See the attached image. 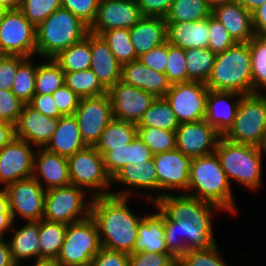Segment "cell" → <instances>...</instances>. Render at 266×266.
Masks as SVG:
<instances>
[{
    "label": "cell",
    "instance_id": "9f6ffc18",
    "mask_svg": "<svg viewBox=\"0 0 266 266\" xmlns=\"http://www.w3.org/2000/svg\"><path fill=\"white\" fill-rule=\"evenodd\" d=\"M129 254L101 247L90 266H128Z\"/></svg>",
    "mask_w": 266,
    "mask_h": 266
},
{
    "label": "cell",
    "instance_id": "6125c7cd",
    "mask_svg": "<svg viewBox=\"0 0 266 266\" xmlns=\"http://www.w3.org/2000/svg\"><path fill=\"white\" fill-rule=\"evenodd\" d=\"M14 138H15L14 125L3 120L0 121V149H2Z\"/></svg>",
    "mask_w": 266,
    "mask_h": 266
},
{
    "label": "cell",
    "instance_id": "5bb4252c",
    "mask_svg": "<svg viewBox=\"0 0 266 266\" xmlns=\"http://www.w3.org/2000/svg\"><path fill=\"white\" fill-rule=\"evenodd\" d=\"M5 189L14 222L43 219L46 190L34 177L18 180Z\"/></svg>",
    "mask_w": 266,
    "mask_h": 266
},
{
    "label": "cell",
    "instance_id": "8992f818",
    "mask_svg": "<svg viewBox=\"0 0 266 266\" xmlns=\"http://www.w3.org/2000/svg\"><path fill=\"white\" fill-rule=\"evenodd\" d=\"M88 33L87 24L61 7L36 27V56L54 58Z\"/></svg>",
    "mask_w": 266,
    "mask_h": 266
},
{
    "label": "cell",
    "instance_id": "4dcf8cb0",
    "mask_svg": "<svg viewBox=\"0 0 266 266\" xmlns=\"http://www.w3.org/2000/svg\"><path fill=\"white\" fill-rule=\"evenodd\" d=\"M86 147L76 118L74 115H66L58 118L57 128L44 148L68 158Z\"/></svg>",
    "mask_w": 266,
    "mask_h": 266
},
{
    "label": "cell",
    "instance_id": "94428289",
    "mask_svg": "<svg viewBox=\"0 0 266 266\" xmlns=\"http://www.w3.org/2000/svg\"><path fill=\"white\" fill-rule=\"evenodd\" d=\"M255 35L266 36V2L252 12Z\"/></svg>",
    "mask_w": 266,
    "mask_h": 266
},
{
    "label": "cell",
    "instance_id": "c3c4849f",
    "mask_svg": "<svg viewBox=\"0 0 266 266\" xmlns=\"http://www.w3.org/2000/svg\"><path fill=\"white\" fill-rule=\"evenodd\" d=\"M209 42L207 48L219 54L234 46L237 42L227 29L212 15L209 16Z\"/></svg>",
    "mask_w": 266,
    "mask_h": 266
},
{
    "label": "cell",
    "instance_id": "9a60e30c",
    "mask_svg": "<svg viewBox=\"0 0 266 266\" xmlns=\"http://www.w3.org/2000/svg\"><path fill=\"white\" fill-rule=\"evenodd\" d=\"M208 92L209 88L205 83L189 81L171 85L164 98L179 124L197 122L205 119Z\"/></svg>",
    "mask_w": 266,
    "mask_h": 266
},
{
    "label": "cell",
    "instance_id": "003e7915",
    "mask_svg": "<svg viewBox=\"0 0 266 266\" xmlns=\"http://www.w3.org/2000/svg\"><path fill=\"white\" fill-rule=\"evenodd\" d=\"M0 5L8 10L19 9L20 0H0Z\"/></svg>",
    "mask_w": 266,
    "mask_h": 266
},
{
    "label": "cell",
    "instance_id": "ba28073f",
    "mask_svg": "<svg viewBox=\"0 0 266 266\" xmlns=\"http://www.w3.org/2000/svg\"><path fill=\"white\" fill-rule=\"evenodd\" d=\"M68 164L72 185L84 189L93 198L112 194V179L105 170L103 156L94 146L69 156Z\"/></svg>",
    "mask_w": 266,
    "mask_h": 266
},
{
    "label": "cell",
    "instance_id": "7dc6e473",
    "mask_svg": "<svg viewBox=\"0 0 266 266\" xmlns=\"http://www.w3.org/2000/svg\"><path fill=\"white\" fill-rule=\"evenodd\" d=\"M165 75L171 85L187 82L185 50L169 43Z\"/></svg>",
    "mask_w": 266,
    "mask_h": 266
},
{
    "label": "cell",
    "instance_id": "7c38bea8",
    "mask_svg": "<svg viewBox=\"0 0 266 266\" xmlns=\"http://www.w3.org/2000/svg\"><path fill=\"white\" fill-rule=\"evenodd\" d=\"M112 195L141 198L157 203L158 177L153 157L145 164L124 166L112 178Z\"/></svg>",
    "mask_w": 266,
    "mask_h": 266
},
{
    "label": "cell",
    "instance_id": "ee69618b",
    "mask_svg": "<svg viewBox=\"0 0 266 266\" xmlns=\"http://www.w3.org/2000/svg\"><path fill=\"white\" fill-rule=\"evenodd\" d=\"M101 36L107 42L109 49L116 59L123 65L134 60L138 56L130 40L129 29L117 28L104 31Z\"/></svg>",
    "mask_w": 266,
    "mask_h": 266
},
{
    "label": "cell",
    "instance_id": "4fadbf2b",
    "mask_svg": "<svg viewBox=\"0 0 266 266\" xmlns=\"http://www.w3.org/2000/svg\"><path fill=\"white\" fill-rule=\"evenodd\" d=\"M0 54L36 56V27L19 10H9L0 22Z\"/></svg>",
    "mask_w": 266,
    "mask_h": 266
},
{
    "label": "cell",
    "instance_id": "7bdbcfd3",
    "mask_svg": "<svg viewBox=\"0 0 266 266\" xmlns=\"http://www.w3.org/2000/svg\"><path fill=\"white\" fill-rule=\"evenodd\" d=\"M137 137L151 150L153 155L176 149L175 131L137 126Z\"/></svg>",
    "mask_w": 266,
    "mask_h": 266
},
{
    "label": "cell",
    "instance_id": "816d5d0a",
    "mask_svg": "<svg viewBox=\"0 0 266 266\" xmlns=\"http://www.w3.org/2000/svg\"><path fill=\"white\" fill-rule=\"evenodd\" d=\"M128 266H177V260L169 253L139 252L129 255Z\"/></svg>",
    "mask_w": 266,
    "mask_h": 266
},
{
    "label": "cell",
    "instance_id": "603a6c76",
    "mask_svg": "<svg viewBox=\"0 0 266 266\" xmlns=\"http://www.w3.org/2000/svg\"><path fill=\"white\" fill-rule=\"evenodd\" d=\"M6 239L15 263L28 264L40 259L39 221L14 222Z\"/></svg>",
    "mask_w": 266,
    "mask_h": 266
},
{
    "label": "cell",
    "instance_id": "d4e9b609",
    "mask_svg": "<svg viewBox=\"0 0 266 266\" xmlns=\"http://www.w3.org/2000/svg\"><path fill=\"white\" fill-rule=\"evenodd\" d=\"M151 208L153 211L144 213L139 224L134 253H168L164 236V210L157 203Z\"/></svg>",
    "mask_w": 266,
    "mask_h": 266
},
{
    "label": "cell",
    "instance_id": "89a4df30",
    "mask_svg": "<svg viewBox=\"0 0 266 266\" xmlns=\"http://www.w3.org/2000/svg\"><path fill=\"white\" fill-rule=\"evenodd\" d=\"M8 11H9L8 9L0 5V22L4 19Z\"/></svg>",
    "mask_w": 266,
    "mask_h": 266
},
{
    "label": "cell",
    "instance_id": "f5cc1de1",
    "mask_svg": "<svg viewBox=\"0 0 266 266\" xmlns=\"http://www.w3.org/2000/svg\"><path fill=\"white\" fill-rule=\"evenodd\" d=\"M24 59L25 57L22 56L0 54V90H11L17 74L18 65Z\"/></svg>",
    "mask_w": 266,
    "mask_h": 266
},
{
    "label": "cell",
    "instance_id": "6da1fadb",
    "mask_svg": "<svg viewBox=\"0 0 266 266\" xmlns=\"http://www.w3.org/2000/svg\"><path fill=\"white\" fill-rule=\"evenodd\" d=\"M157 204L164 210L168 253L177 261L187 250L209 248L218 242L214 222L217 215L226 214L218 205L186 194H174Z\"/></svg>",
    "mask_w": 266,
    "mask_h": 266
},
{
    "label": "cell",
    "instance_id": "e7e4bbea",
    "mask_svg": "<svg viewBox=\"0 0 266 266\" xmlns=\"http://www.w3.org/2000/svg\"><path fill=\"white\" fill-rule=\"evenodd\" d=\"M250 13L260 7L266 0H238Z\"/></svg>",
    "mask_w": 266,
    "mask_h": 266
},
{
    "label": "cell",
    "instance_id": "91938a15",
    "mask_svg": "<svg viewBox=\"0 0 266 266\" xmlns=\"http://www.w3.org/2000/svg\"><path fill=\"white\" fill-rule=\"evenodd\" d=\"M14 221L9 207V199L4 187H0V236L7 238Z\"/></svg>",
    "mask_w": 266,
    "mask_h": 266
},
{
    "label": "cell",
    "instance_id": "83f0119b",
    "mask_svg": "<svg viewBox=\"0 0 266 266\" xmlns=\"http://www.w3.org/2000/svg\"><path fill=\"white\" fill-rule=\"evenodd\" d=\"M121 81L156 98H164L171 86L165 74L148 68L139 60L122 65Z\"/></svg>",
    "mask_w": 266,
    "mask_h": 266
},
{
    "label": "cell",
    "instance_id": "277c9868",
    "mask_svg": "<svg viewBox=\"0 0 266 266\" xmlns=\"http://www.w3.org/2000/svg\"><path fill=\"white\" fill-rule=\"evenodd\" d=\"M215 153L232 187L233 184L242 186L240 189L249 190L252 194L260 192L265 185L263 164L266 161L261 147L237 144L221 137Z\"/></svg>",
    "mask_w": 266,
    "mask_h": 266
},
{
    "label": "cell",
    "instance_id": "8fae6325",
    "mask_svg": "<svg viewBox=\"0 0 266 266\" xmlns=\"http://www.w3.org/2000/svg\"><path fill=\"white\" fill-rule=\"evenodd\" d=\"M153 160L158 177V202L168 201L174 194H185L192 158L176 148L153 155Z\"/></svg>",
    "mask_w": 266,
    "mask_h": 266
},
{
    "label": "cell",
    "instance_id": "d6a6232c",
    "mask_svg": "<svg viewBox=\"0 0 266 266\" xmlns=\"http://www.w3.org/2000/svg\"><path fill=\"white\" fill-rule=\"evenodd\" d=\"M137 138V124L113 118L94 146L103 156L115 148L124 147Z\"/></svg>",
    "mask_w": 266,
    "mask_h": 266
},
{
    "label": "cell",
    "instance_id": "2644e50d",
    "mask_svg": "<svg viewBox=\"0 0 266 266\" xmlns=\"http://www.w3.org/2000/svg\"><path fill=\"white\" fill-rule=\"evenodd\" d=\"M261 149H262L263 153H264L265 156H266V136H265V140H264V142H263V145H262Z\"/></svg>",
    "mask_w": 266,
    "mask_h": 266
},
{
    "label": "cell",
    "instance_id": "ac0fdd59",
    "mask_svg": "<svg viewBox=\"0 0 266 266\" xmlns=\"http://www.w3.org/2000/svg\"><path fill=\"white\" fill-rule=\"evenodd\" d=\"M176 148L191 158L215 153L222 135L206 120L181 123L175 130Z\"/></svg>",
    "mask_w": 266,
    "mask_h": 266
},
{
    "label": "cell",
    "instance_id": "bcb514c9",
    "mask_svg": "<svg viewBox=\"0 0 266 266\" xmlns=\"http://www.w3.org/2000/svg\"><path fill=\"white\" fill-rule=\"evenodd\" d=\"M61 7V0H20L19 10L37 27Z\"/></svg>",
    "mask_w": 266,
    "mask_h": 266
},
{
    "label": "cell",
    "instance_id": "52a82bcc",
    "mask_svg": "<svg viewBox=\"0 0 266 266\" xmlns=\"http://www.w3.org/2000/svg\"><path fill=\"white\" fill-rule=\"evenodd\" d=\"M266 136V94L243 95L233 125L222 136L237 144L262 147Z\"/></svg>",
    "mask_w": 266,
    "mask_h": 266
},
{
    "label": "cell",
    "instance_id": "74e56055",
    "mask_svg": "<svg viewBox=\"0 0 266 266\" xmlns=\"http://www.w3.org/2000/svg\"><path fill=\"white\" fill-rule=\"evenodd\" d=\"M212 9L206 0H174L168 14L166 22H193L208 18Z\"/></svg>",
    "mask_w": 266,
    "mask_h": 266
},
{
    "label": "cell",
    "instance_id": "be15d7a7",
    "mask_svg": "<svg viewBox=\"0 0 266 266\" xmlns=\"http://www.w3.org/2000/svg\"><path fill=\"white\" fill-rule=\"evenodd\" d=\"M15 262L13 261L10 245L6 238L0 241V266H13Z\"/></svg>",
    "mask_w": 266,
    "mask_h": 266
},
{
    "label": "cell",
    "instance_id": "a7ac6f4b",
    "mask_svg": "<svg viewBox=\"0 0 266 266\" xmlns=\"http://www.w3.org/2000/svg\"><path fill=\"white\" fill-rule=\"evenodd\" d=\"M206 1H207L208 6L211 9H213L216 6L223 5L225 3L234 2L236 0H206Z\"/></svg>",
    "mask_w": 266,
    "mask_h": 266
},
{
    "label": "cell",
    "instance_id": "44dd1931",
    "mask_svg": "<svg viewBox=\"0 0 266 266\" xmlns=\"http://www.w3.org/2000/svg\"><path fill=\"white\" fill-rule=\"evenodd\" d=\"M57 124L58 118L48 117L25 104L14 125L15 137L37 148H44L54 134Z\"/></svg>",
    "mask_w": 266,
    "mask_h": 266
},
{
    "label": "cell",
    "instance_id": "f6af8a7d",
    "mask_svg": "<svg viewBox=\"0 0 266 266\" xmlns=\"http://www.w3.org/2000/svg\"><path fill=\"white\" fill-rule=\"evenodd\" d=\"M218 243L209 248L187 250L177 261V266H231L225 260Z\"/></svg>",
    "mask_w": 266,
    "mask_h": 266
},
{
    "label": "cell",
    "instance_id": "3957f363",
    "mask_svg": "<svg viewBox=\"0 0 266 266\" xmlns=\"http://www.w3.org/2000/svg\"><path fill=\"white\" fill-rule=\"evenodd\" d=\"M234 193L216 153L192 158L186 195L214 203L235 218L240 211Z\"/></svg>",
    "mask_w": 266,
    "mask_h": 266
},
{
    "label": "cell",
    "instance_id": "7402d4cb",
    "mask_svg": "<svg viewBox=\"0 0 266 266\" xmlns=\"http://www.w3.org/2000/svg\"><path fill=\"white\" fill-rule=\"evenodd\" d=\"M33 177L45 190L70 185L68 158L38 148Z\"/></svg>",
    "mask_w": 266,
    "mask_h": 266
},
{
    "label": "cell",
    "instance_id": "f546056e",
    "mask_svg": "<svg viewBox=\"0 0 266 266\" xmlns=\"http://www.w3.org/2000/svg\"><path fill=\"white\" fill-rule=\"evenodd\" d=\"M130 40L137 56L167 41V23L162 17L143 16L129 29Z\"/></svg>",
    "mask_w": 266,
    "mask_h": 266
},
{
    "label": "cell",
    "instance_id": "1f68e13d",
    "mask_svg": "<svg viewBox=\"0 0 266 266\" xmlns=\"http://www.w3.org/2000/svg\"><path fill=\"white\" fill-rule=\"evenodd\" d=\"M152 157L151 150L137 137L124 147L106 152L103 161L105 170L112 179L124 166L145 164Z\"/></svg>",
    "mask_w": 266,
    "mask_h": 266
},
{
    "label": "cell",
    "instance_id": "681fc988",
    "mask_svg": "<svg viewBox=\"0 0 266 266\" xmlns=\"http://www.w3.org/2000/svg\"><path fill=\"white\" fill-rule=\"evenodd\" d=\"M100 0H61L62 8L71 11L89 27L94 22Z\"/></svg>",
    "mask_w": 266,
    "mask_h": 266
},
{
    "label": "cell",
    "instance_id": "f35d334b",
    "mask_svg": "<svg viewBox=\"0 0 266 266\" xmlns=\"http://www.w3.org/2000/svg\"><path fill=\"white\" fill-rule=\"evenodd\" d=\"M179 125L176 115L165 98H156L137 124V126L155 127L170 131H175Z\"/></svg>",
    "mask_w": 266,
    "mask_h": 266
},
{
    "label": "cell",
    "instance_id": "5b68a950",
    "mask_svg": "<svg viewBox=\"0 0 266 266\" xmlns=\"http://www.w3.org/2000/svg\"><path fill=\"white\" fill-rule=\"evenodd\" d=\"M205 84L209 90L252 94L249 42H237L224 52L216 54L211 74Z\"/></svg>",
    "mask_w": 266,
    "mask_h": 266
},
{
    "label": "cell",
    "instance_id": "e575fe53",
    "mask_svg": "<svg viewBox=\"0 0 266 266\" xmlns=\"http://www.w3.org/2000/svg\"><path fill=\"white\" fill-rule=\"evenodd\" d=\"M65 72L53 58L37 56L35 94H53L64 85Z\"/></svg>",
    "mask_w": 266,
    "mask_h": 266
},
{
    "label": "cell",
    "instance_id": "9c48e42d",
    "mask_svg": "<svg viewBox=\"0 0 266 266\" xmlns=\"http://www.w3.org/2000/svg\"><path fill=\"white\" fill-rule=\"evenodd\" d=\"M100 249L98 227L89 216L67 225L64 242L56 260L61 266H90Z\"/></svg>",
    "mask_w": 266,
    "mask_h": 266
},
{
    "label": "cell",
    "instance_id": "680465c9",
    "mask_svg": "<svg viewBox=\"0 0 266 266\" xmlns=\"http://www.w3.org/2000/svg\"><path fill=\"white\" fill-rule=\"evenodd\" d=\"M28 104L48 117L60 118L63 116L59 112L52 94H34Z\"/></svg>",
    "mask_w": 266,
    "mask_h": 266
},
{
    "label": "cell",
    "instance_id": "60d3db41",
    "mask_svg": "<svg viewBox=\"0 0 266 266\" xmlns=\"http://www.w3.org/2000/svg\"><path fill=\"white\" fill-rule=\"evenodd\" d=\"M37 56L25 58L19 65L11 87L13 94L23 103L28 104L35 94Z\"/></svg>",
    "mask_w": 266,
    "mask_h": 266
},
{
    "label": "cell",
    "instance_id": "03108f58",
    "mask_svg": "<svg viewBox=\"0 0 266 266\" xmlns=\"http://www.w3.org/2000/svg\"><path fill=\"white\" fill-rule=\"evenodd\" d=\"M28 266H61L56 259H37L28 263Z\"/></svg>",
    "mask_w": 266,
    "mask_h": 266
},
{
    "label": "cell",
    "instance_id": "836d02e7",
    "mask_svg": "<svg viewBox=\"0 0 266 266\" xmlns=\"http://www.w3.org/2000/svg\"><path fill=\"white\" fill-rule=\"evenodd\" d=\"M67 225L44 219L39 221L40 259H57L64 242Z\"/></svg>",
    "mask_w": 266,
    "mask_h": 266
},
{
    "label": "cell",
    "instance_id": "db71d44e",
    "mask_svg": "<svg viewBox=\"0 0 266 266\" xmlns=\"http://www.w3.org/2000/svg\"><path fill=\"white\" fill-rule=\"evenodd\" d=\"M55 100L56 106L59 112L63 115H73L75 110L78 108L80 99L76 93H74L65 84L62 85L52 94Z\"/></svg>",
    "mask_w": 266,
    "mask_h": 266
},
{
    "label": "cell",
    "instance_id": "7a4b0ae2",
    "mask_svg": "<svg viewBox=\"0 0 266 266\" xmlns=\"http://www.w3.org/2000/svg\"><path fill=\"white\" fill-rule=\"evenodd\" d=\"M137 201L142 204L140 206L144 205L146 207L145 204H147L148 208L140 207L139 209V206L134 208L137 207ZM153 204V202L141 198L112 194L94 197L91 202L90 216L97 224L101 247L129 255L134 253L139 224L143 220L146 210L152 207ZM131 205H134V207ZM142 209L145 211L142 212Z\"/></svg>",
    "mask_w": 266,
    "mask_h": 266
},
{
    "label": "cell",
    "instance_id": "11a10c76",
    "mask_svg": "<svg viewBox=\"0 0 266 266\" xmlns=\"http://www.w3.org/2000/svg\"><path fill=\"white\" fill-rule=\"evenodd\" d=\"M168 59V42L140 55L138 60L148 68L165 74Z\"/></svg>",
    "mask_w": 266,
    "mask_h": 266
},
{
    "label": "cell",
    "instance_id": "2e32d148",
    "mask_svg": "<svg viewBox=\"0 0 266 266\" xmlns=\"http://www.w3.org/2000/svg\"><path fill=\"white\" fill-rule=\"evenodd\" d=\"M73 115L85 144L95 146L108 123L114 118L110 95L107 93L81 98Z\"/></svg>",
    "mask_w": 266,
    "mask_h": 266
},
{
    "label": "cell",
    "instance_id": "f1b7e54d",
    "mask_svg": "<svg viewBox=\"0 0 266 266\" xmlns=\"http://www.w3.org/2000/svg\"><path fill=\"white\" fill-rule=\"evenodd\" d=\"M167 42L184 50L207 48L209 17L193 22H166Z\"/></svg>",
    "mask_w": 266,
    "mask_h": 266
},
{
    "label": "cell",
    "instance_id": "f907efd6",
    "mask_svg": "<svg viewBox=\"0 0 266 266\" xmlns=\"http://www.w3.org/2000/svg\"><path fill=\"white\" fill-rule=\"evenodd\" d=\"M25 103L18 99L11 90H0V118L13 125L18 120Z\"/></svg>",
    "mask_w": 266,
    "mask_h": 266
},
{
    "label": "cell",
    "instance_id": "8c879c8a",
    "mask_svg": "<svg viewBox=\"0 0 266 266\" xmlns=\"http://www.w3.org/2000/svg\"><path fill=\"white\" fill-rule=\"evenodd\" d=\"M13 266H28V264H20V263H15Z\"/></svg>",
    "mask_w": 266,
    "mask_h": 266
},
{
    "label": "cell",
    "instance_id": "d590c367",
    "mask_svg": "<svg viewBox=\"0 0 266 266\" xmlns=\"http://www.w3.org/2000/svg\"><path fill=\"white\" fill-rule=\"evenodd\" d=\"M53 59L64 72L89 69L91 66L90 32L85 38L61 51Z\"/></svg>",
    "mask_w": 266,
    "mask_h": 266
},
{
    "label": "cell",
    "instance_id": "b9f144b4",
    "mask_svg": "<svg viewBox=\"0 0 266 266\" xmlns=\"http://www.w3.org/2000/svg\"><path fill=\"white\" fill-rule=\"evenodd\" d=\"M64 84L81 98L108 93L90 68L82 71L65 72Z\"/></svg>",
    "mask_w": 266,
    "mask_h": 266
},
{
    "label": "cell",
    "instance_id": "ffe728a7",
    "mask_svg": "<svg viewBox=\"0 0 266 266\" xmlns=\"http://www.w3.org/2000/svg\"><path fill=\"white\" fill-rule=\"evenodd\" d=\"M143 15L135 0H100L89 32L101 35L117 28H132Z\"/></svg>",
    "mask_w": 266,
    "mask_h": 266
},
{
    "label": "cell",
    "instance_id": "8d00e7d4",
    "mask_svg": "<svg viewBox=\"0 0 266 266\" xmlns=\"http://www.w3.org/2000/svg\"><path fill=\"white\" fill-rule=\"evenodd\" d=\"M216 54L209 48H193L185 50L187 82L206 83L215 61Z\"/></svg>",
    "mask_w": 266,
    "mask_h": 266
},
{
    "label": "cell",
    "instance_id": "ab89813d",
    "mask_svg": "<svg viewBox=\"0 0 266 266\" xmlns=\"http://www.w3.org/2000/svg\"><path fill=\"white\" fill-rule=\"evenodd\" d=\"M253 93L266 94V36L255 35L249 41Z\"/></svg>",
    "mask_w": 266,
    "mask_h": 266
},
{
    "label": "cell",
    "instance_id": "d6986e66",
    "mask_svg": "<svg viewBox=\"0 0 266 266\" xmlns=\"http://www.w3.org/2000/svg\"><path fill=\"white\" fill-rule=\"evenodd\" d=\"M113 117L138 124L156 97L119 80L109 90Z\"/></svg>",
    "mask_w": 266,
    "mask_h": 266
},
{
    "label": "cell",
    "instance_id": "30bf717a",
    "mask_svg": "<svg viewBox=\"0 0 266 266\" xmlns=\"http://www.w3.org/2000/svg\"><path fill=\"white\" fill-rule=\"evenodd\" d=\"M93 197L75 185L46 190L44 220L69 225L87 219Z\"/></svg>",
    "mask_w": 266,
    "mask_h": 266
},
{
    "label": "cell",
    "instance_id": "cb8c5ba5",
    "mask_svg": "<svg viewBox=\"0 0 266 266\" xmlns=\"http://www.w3.org/2000/svg\"><path fill=\"white\" fill-rule=\"evenodd\" d=\"M242 96L235 92L209 90L205 120L222 136L233 125Z\"/></svg>",
    "mask_w": 266,
    "mask_h": 266
},
{
    "label": "cell",
    "instance_id": "6f0895ef",
    "mask_svg": "<svg viewBox=\"0 0 266 266\" xmlns=\"http://www.w3.org/2000/svg\"><path fill=\"white\" fill-rule=\"evenodd\" d=\"M145 17L165 18L174 0H135Z\"/></svg>",
    "mask_w": 266,
    "mask_h": 266
},
{
    "label": "cell",
    "instance_id": "484cf974",
    "mask_svg": "<svg viewBox=\"0 0 266 266\" xmlns=\"http://www.w3.org/2000/svg\"><path fill=\"white\" fill-rule=\"evenodd\" d=\"M90 69L97 76L102 86L108 91L121 80L122 64L109 49L101 35L90 32Z\"/></svg>",
    "mask_w": 266,
    "mask_h": 266
},
{
    "label": "cell",
    "instance_id": "e0dca14e",
    "mask_svg": "<svg viewBox=\"0 0 266 266\" xmlns=\"http://www.w3.org/2000/svg\"><path fill=\"white\" fill-rule=\"evenodd\" d=\"M37 149L17 137L0 149V187L33 177Z\"/></svg>",
    "mask_w": 266,
    "mask_h": 266
},
{
    "label": "cell",
    "instance_id": "4316f807",
    "mask_svg": "<svg viewBox=\"0 0 266 266\" xmlns=\"http://www.w3.org/2000/svg\"><path fill=\"white\" fill-rule=\"evenodd\" d=\"M211 15L227 29L236 42H249L255 36L252 13L238 0L214 7Z\"/></svg>",
    "mask_w": 266,
    "mask_h": 266
}]
</instances>
